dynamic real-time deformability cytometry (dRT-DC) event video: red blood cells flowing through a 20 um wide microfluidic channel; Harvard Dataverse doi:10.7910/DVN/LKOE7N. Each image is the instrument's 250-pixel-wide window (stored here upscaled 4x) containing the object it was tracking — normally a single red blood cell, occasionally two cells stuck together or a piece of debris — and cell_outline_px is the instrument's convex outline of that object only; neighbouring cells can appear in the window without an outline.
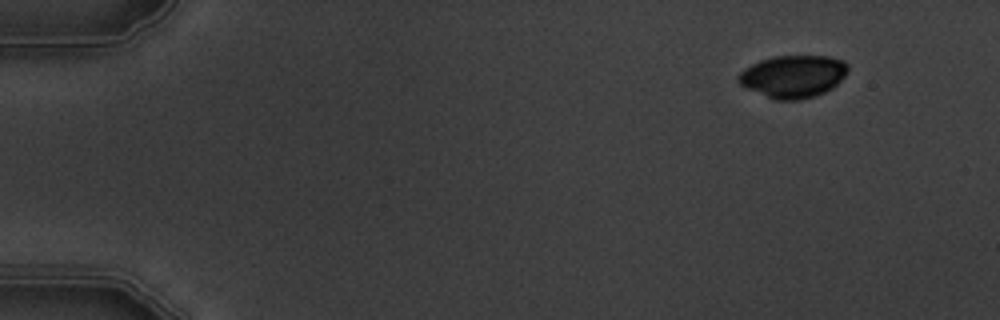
{"species": "common noctule bat (a hibernating species)", "species_latin": "Nyctalus noctula", "temperature_condition": "warm", "stored_images_in_passage": 7, "camera_frame_rate_fps": 3000, "um_per_image_px": 0.085, "animal": {"sex": "male", "body_mass_g": 19.5, "forearm_length_mm": 54.6}, "frame": {"image": 1, "passage_image": 2, "time_ms": 1.333, "image_size_px": [1000, 320], "cell_outline_px": [[848, 72], [832, 88], [816, 96], [800, 100], [772, 100], [740, 84], [736, 80], [736, 76], [744, 68], [760, 60], [772, 56], [828, 56], [844, 60], [848, 64]], "centroid_in_image_um": [67.4, 6.49], "position_along_channel_um": 17.6, "area_um2": 27.34}}
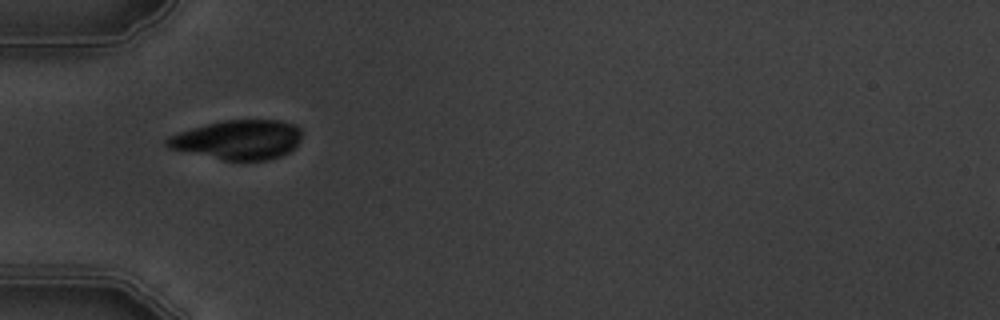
{"frame": {"image": 2, "passage_image": 6, "time_ms": 5.667, "image_size_px": [1000, 320], "cell_outline_px": [[300, 140], [288, 152], [280, 156], [268, 160], [224, 160], [168, 148], [164, 144], [164, 140], [168, 136], [204, 124], [224, 120], [280, 120], [296, 124], [300, 128]], "centroid_in_image_um": [20.21, 11.87], "position_along_channel_um": 64.8, "area_um2": 30.92}}